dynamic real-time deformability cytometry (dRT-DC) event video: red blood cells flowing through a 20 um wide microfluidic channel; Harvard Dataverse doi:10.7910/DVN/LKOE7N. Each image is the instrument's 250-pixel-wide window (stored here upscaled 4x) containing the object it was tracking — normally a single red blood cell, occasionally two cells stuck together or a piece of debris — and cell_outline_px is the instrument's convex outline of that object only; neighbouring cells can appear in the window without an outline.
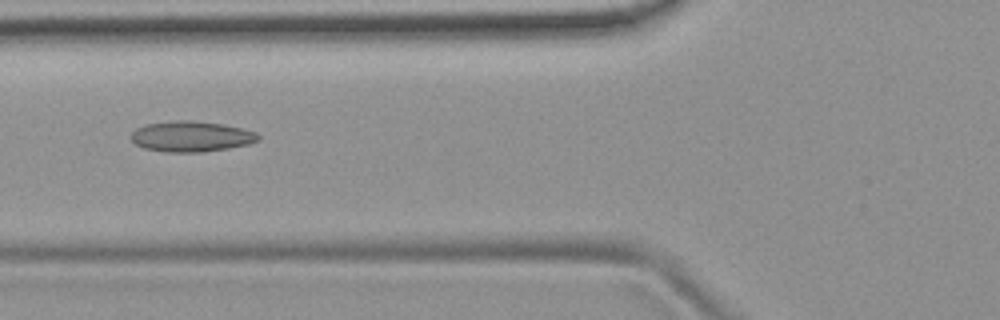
{"species": "common noctule bat (a hibernating species)", "species_latin": "Nyctalus noctula", "temperature_condition": "room temperature", "stored_images_in_passage": 6, "camera_frame_rate_fps": 3000, "um_per_image_px": 0.085, "animal": {"sex": "female", "body_mass_g": 19.9}, "frame": {"image": 1, "passage_image": 3, "time_ms": 0.667, "image_size_px": [1000, 320], "cell_outline_px": [[260, 140], [248, 144], [228, 148], [204, 152], [164, 152], [144, 148], [136, 144], [132, 140], [132, 132], [136, 128], [144, 124], [172, 120], [192, 120], [224, 124], [256, 132], [260, 136]], "centroid_in_image_um": [16.25, 11.59], "position_along_channel_um": 109.6, "area_um2": 22.83}}
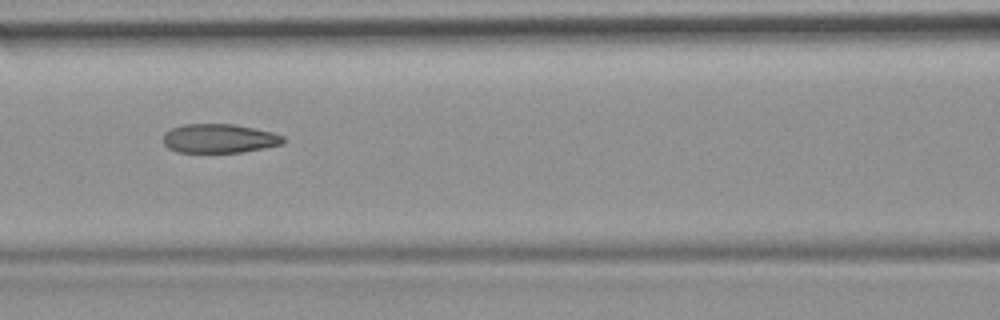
{"frame": {"image": 2, "passage_image": 4, "time_ms": 1.0, "image_size_px": [1000, 320], "cell_outline_px": [[284, 144], [264, 148], [240, 152], [176, 152], [168, 148], [164, 144], [164, 132], [172, 128], [184, 124], [236, 124], [256, 128], [272, 132], [284, 136]], "centroid_in_image_um": [18.65, 11.76], "position_along_channel_um": 148.0, "area_um2": 20.4}}
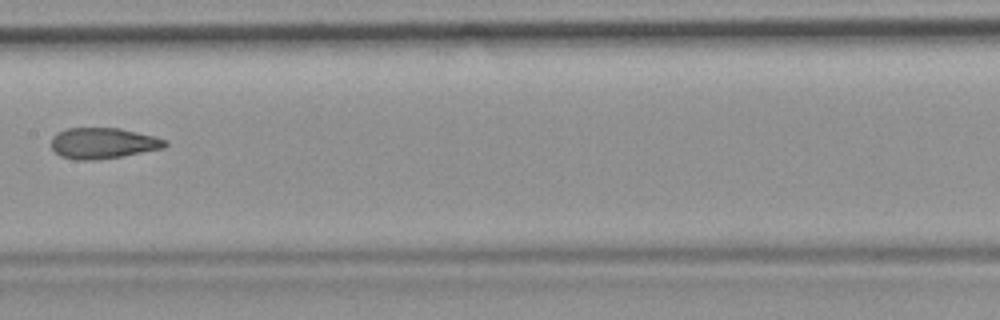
{"frame": {"image": 3, "passage_image": 5, "time_ms": 1.333, "image_size_px": [1000, 320], "cell_outline_px": [[168, 144], [164, 148], [120, 156], [92, 160], [76, 160], [60, 156], [52, 148], [52, 136], [56, 132], [68, 128], [120, 128], [156, 136], [168, 140]], "centroid_in_image_um": [8.77, 12.16], "position_along_channel_um": 198.6, "area_um2": 20.52}}